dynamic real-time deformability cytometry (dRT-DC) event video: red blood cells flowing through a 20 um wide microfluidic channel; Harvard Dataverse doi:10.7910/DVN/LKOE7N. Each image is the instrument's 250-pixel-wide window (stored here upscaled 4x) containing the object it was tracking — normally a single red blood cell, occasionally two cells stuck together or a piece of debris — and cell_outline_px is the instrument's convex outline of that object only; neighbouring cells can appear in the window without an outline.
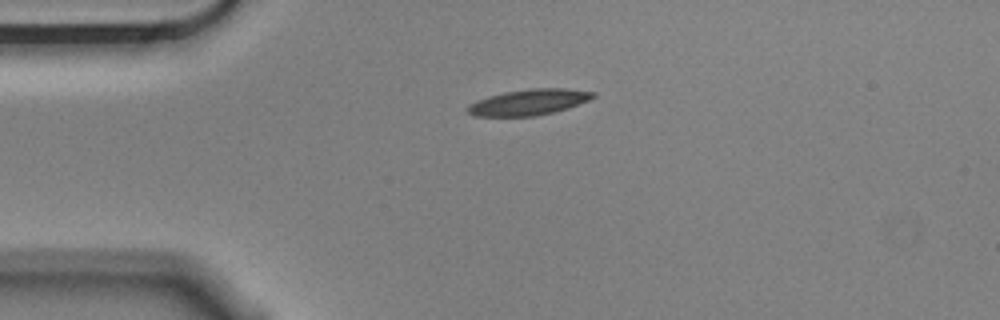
{"species": "Egyptian fruit bat (a non-hibernating species)", "species_latin": "Rousettus aegyptiacus", "temperature_condition": "cold", "stored_images_in_passage": 3, "camera_frame_rate_fps": 3000, "um_per_image_px": 0.085, "animal": {"sex": "male"}, "frame": {"image": 1, "passage_image": 1, "time_ms": 0.0, "image_size_px": [1000, 320], "cell_outline_px": [[596, 96], [588, 100], [568, 108], [536, 116], [476, 116], [468, 112], [464, 108], [468, 104], [476, 100], [488, 96], [504, 92], [532, 88], [564, 88], [596, 92]], "centroid_in_image_um": [44.92, 8.68], "position_along_channel_um": 40.1, "area_um2": 18.96}}
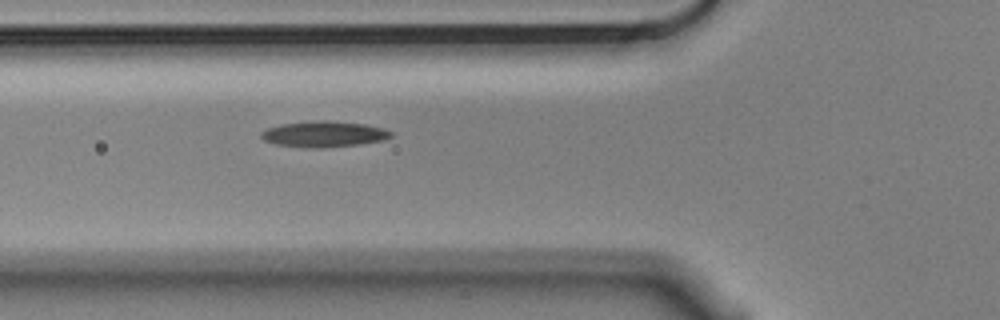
{"frame": {"image": 2, "passage_image": 3, "time_ms": 0.667, "image_size_px": [1000, 320], "cell_outline_px": [[392, 136], [384, 140], [356, 144], [324, 148], [308, 148], [276, 144], [264, 140], [260, 136], [260, 132], [268, 128], [280, 124], [324, 120], [328, 120], [364, 124], [384, 128], [392, 132]], "centroid_in_image_um": [27.52, 11.4], "position_along_channel_um": 98.3, "area_um2": 19.48}}